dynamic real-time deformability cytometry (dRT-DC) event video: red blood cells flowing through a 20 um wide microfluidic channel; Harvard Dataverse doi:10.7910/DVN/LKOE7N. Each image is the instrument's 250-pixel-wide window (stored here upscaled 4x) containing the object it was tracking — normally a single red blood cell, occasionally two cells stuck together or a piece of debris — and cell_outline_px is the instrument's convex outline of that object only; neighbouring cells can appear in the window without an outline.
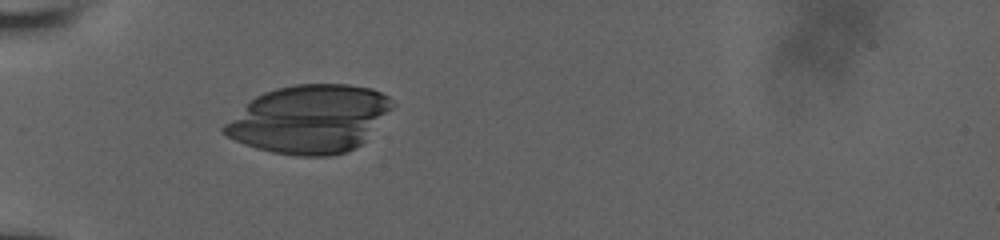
{"species": "human", "species_latin": "Homo sapiens", "temperature_condition": "room temperature", "stored_images_in_passage": 12, "camera_frame_rate_fps": 3000, "um_per_image_px": 0.085, "donor": {"sex": "male"}, "frame": {"image": 1, "passage_image": 10, "time_ms": 6.667, "image_size_px": [1000, 240], "cell_outline_px": [[388, 108], [364, 140], [356, 148], [348, 152], [328, 156], [296, 156], [272, 152], [256, 148], [244, 144], [220, 132], [220, 128], [224, 124], [256, 96], [264, 92], [276, 88], [296, 84], [348, 84], [372, 88], [388, 96]], "centroid_in_image_um": [26.22, 10.13], "position_along_channel_um": 58.8, "area_um2": 65.6}}